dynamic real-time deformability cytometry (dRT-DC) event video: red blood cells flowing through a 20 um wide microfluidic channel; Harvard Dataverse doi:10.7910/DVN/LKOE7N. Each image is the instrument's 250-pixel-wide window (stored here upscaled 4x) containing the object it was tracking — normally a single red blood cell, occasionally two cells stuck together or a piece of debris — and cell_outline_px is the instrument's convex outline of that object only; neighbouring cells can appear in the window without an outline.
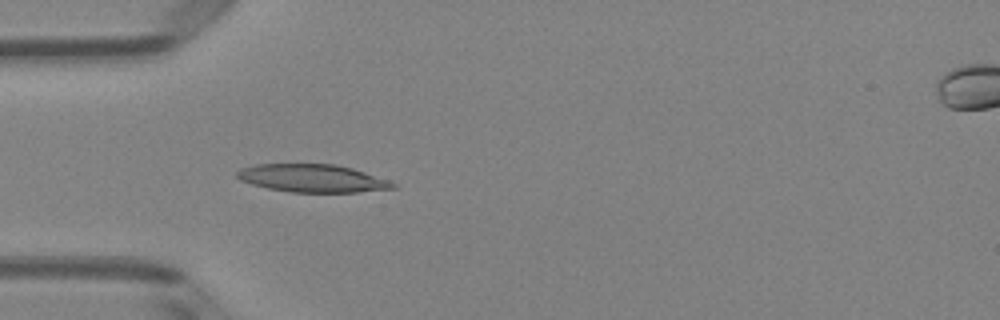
{"species": "Egyptian fruit bat (a non-hibernating species)", "species_latin": "Rousettus aegyptiacus", "temperature_condition": "room temperature", "stored_images_in_passage": 37, "camera_frame_rate_fps": 3000, "um_per_image_px": 0.085, "animal": {"sex": "female"}, "frame": {"image": 1, "passage_image": 5, "time_ms": 1.333, "image_size_px": [1000, 320], "cell_outline_px": [[396, 188], [356, 192], [292, 192], [268, 188], [252, 184], [240, 180], [236, 176], [236, 172], [240, 168], [256, 164], [336, 164], [352, 168], [388, 180], [396, 184]], "centroid_in_image_um": [26.53, 15.15], "position_along_channel_um": 58.5, "area_um2": 25.2}}
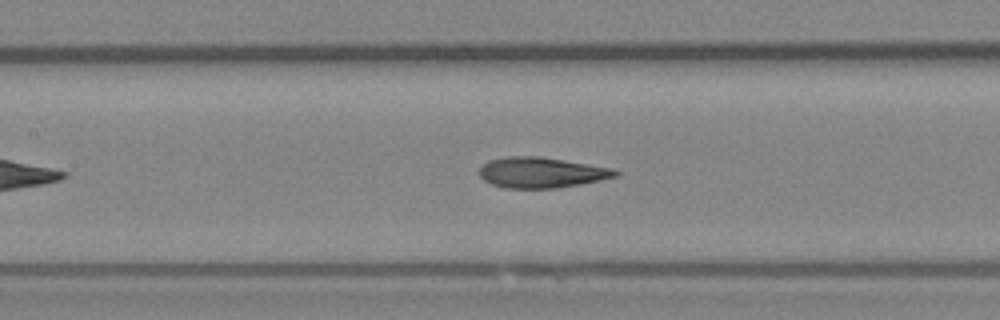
{"frame": {"image": 2, "passage_image": 13, "time_ms": 4.0, "image_size_px": [1000, 320], "cell_outline_px": [[620, 176], [580, 184], [556, 188], [504, 188], [492, 184], [484, 180], [480, 176], [480, 168], [488, 160], [508, 156], [540, 156], [616, 168], [620, 172]], "centroid_in_image_um": [46.07, 14.66], "position_along_channel_um": 161.3, "area_um2": 24.45}}
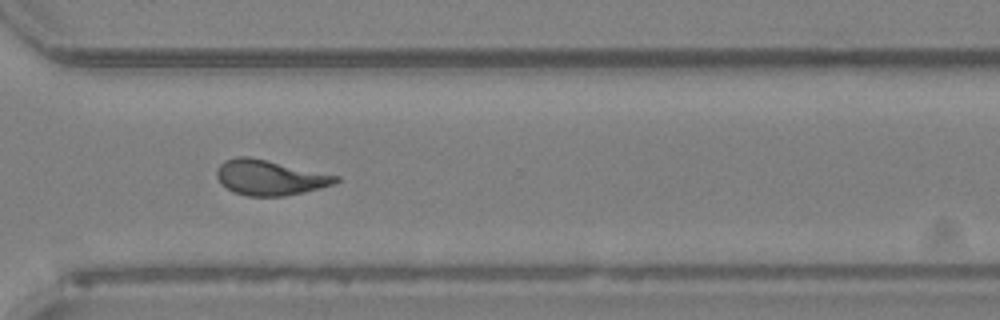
{"frame": {"image": 3, "passage_image": 27, "time_ms": 8.667, "image_size_px": [1000, 320], "cell_outline_px": [[340, 180], [332, 184], [320, 188], [304, 192], [284, 196], [248, 196], [232, 192], [220, 184], [216, 176], [216, 172], [220, 164], [224, 160], [236, 156], [248, 156], [340, 176]], "centroid_in_image_um": [22.89, 15.09], "position_along_channel_um": 347.7, "area_um2": 24.45}, "authors_computed_cell_mechanics": {"area_um2": 24.3338, "velocity_mm_per_s": 3.9906, "shape_relaxation_time_tau1_ms": 5.2673, "shape_relaxation_time_tau2_ms": 1.6513, "deformation_change_tau1": 0.1809, "deformation_change_tau2": 0.0954}}